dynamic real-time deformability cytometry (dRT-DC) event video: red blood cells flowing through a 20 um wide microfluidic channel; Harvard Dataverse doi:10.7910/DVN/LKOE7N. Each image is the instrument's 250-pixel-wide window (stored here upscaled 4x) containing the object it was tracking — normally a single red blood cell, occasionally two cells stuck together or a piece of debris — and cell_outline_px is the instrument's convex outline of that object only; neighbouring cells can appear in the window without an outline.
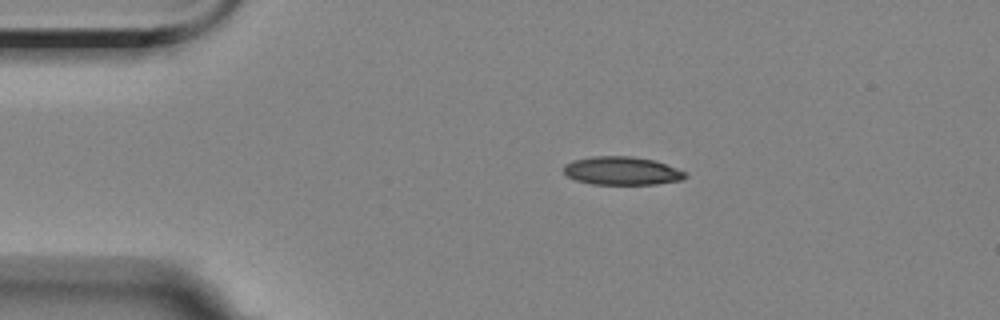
{"species": "Egyptian fruit bat (a non-hibernating species)", "species_latin": "Rousettus aegyptiacus", "temperature_condition": "room temperature", "stored_images_in_passage": 3, "camera_frame_rate_fps": 3000, "um_per_image_px": 0.085, "animal": {"sex": "female"}, "frame": {"image": 1, "passage_image": 2, "time_ms": 1.333, "image_size_px": [1000, 320], "cell_outline_px": [[688, 176], [680, 180], [656, 184], [592, 184], [576, 180], [568, 176], [564, 172], [564, 164], [572, 160], [592, 156], [632, 156], [656, 160], [688, 172]], "centroid_in_image_um": [52.89, 14.51], "position_along_channel_um": 32.1, "area_um2": 20.23}}